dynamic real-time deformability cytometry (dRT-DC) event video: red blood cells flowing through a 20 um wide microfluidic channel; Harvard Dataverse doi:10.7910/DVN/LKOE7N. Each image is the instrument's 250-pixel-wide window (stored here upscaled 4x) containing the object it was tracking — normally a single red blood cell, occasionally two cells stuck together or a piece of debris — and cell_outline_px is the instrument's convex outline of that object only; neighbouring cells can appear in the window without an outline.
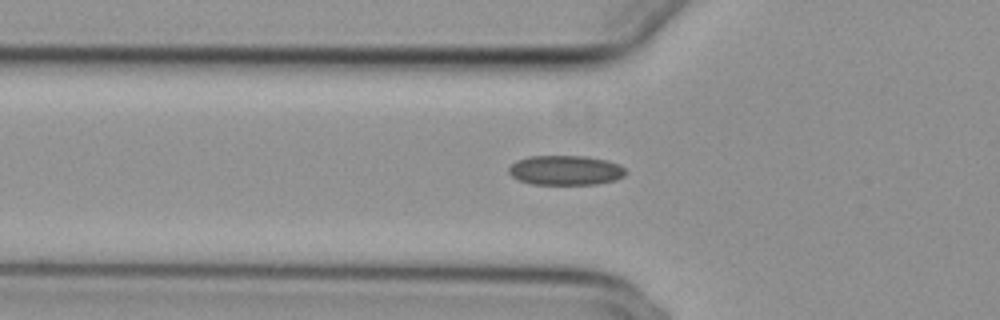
{"species": "common noctule bat (a hibernating species)", "species_latin": "Nyctalus noctula", "temperature_condition": "cold", "stored_images_in_passage": 5, "camera_frame_rate_fps": 3000, "um_per_image_px": 0.085, "animal": {"sex": "female", "body_mass_g": 29.2, "forearm_length_mm": 56.3}, "frame": {"image": 1, "passage_image": 3, "time_ms": 0.667, "image_size_px": [1000, 320], "cell_outline_px": [[628, 172], [624, 176], [616, 180], [596, 184], [532, 184], [520, 180], [512, 176], [508, 172], [508, 168], [516, 160], [528, 156], [588, 156], [608, 160], [620, 164]], "centroid_in_image_um": [48.1, 14.46], "position_along_channel_um": 77.7, "area_um2": 20.4}}